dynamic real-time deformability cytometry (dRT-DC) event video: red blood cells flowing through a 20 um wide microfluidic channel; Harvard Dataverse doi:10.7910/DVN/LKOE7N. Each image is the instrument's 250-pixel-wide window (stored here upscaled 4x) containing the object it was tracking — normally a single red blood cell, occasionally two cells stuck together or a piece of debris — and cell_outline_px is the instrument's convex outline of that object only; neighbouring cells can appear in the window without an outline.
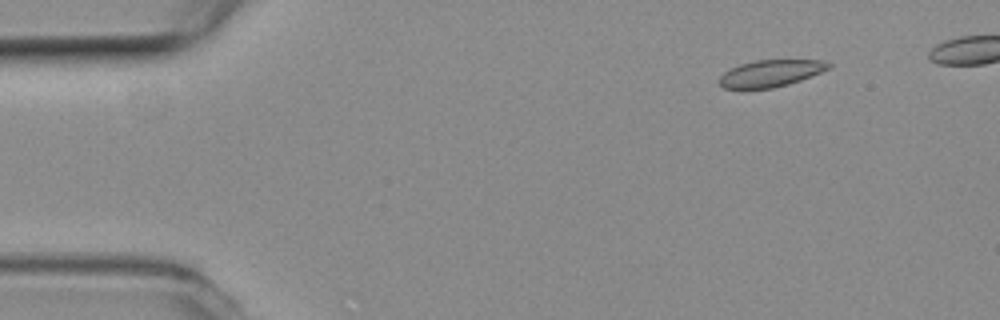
{"species": "common noctule bat (a hibernating species)", "species_latin": "Nyctalus noctula", "temperature_condition": "room temperature", "stored_images_in_passage": 25, "camera_frame_rate_fps": 3000, "um_per_image_px": 0.085, "animal": {"sex": "female", "body_mass_g": 19.3, "forearm_length_mm": 54.1}, "frame": {"image": 1, "passage_image": 1, "time_ms": 0.0, "image_size_px": [1000, 320], "cell_outline_px": [[832, 68], [800, 80], [788, 84], [772, 88], [724, 88], [720, 84], [720, 76], [724, 72], [740, 64], [756, 60], [820, 60], [832, 64]], "centroid_in_image_um": [65.54, 6.22], "position_along_channel_um": 19.5, "area_um2": 16.88}}
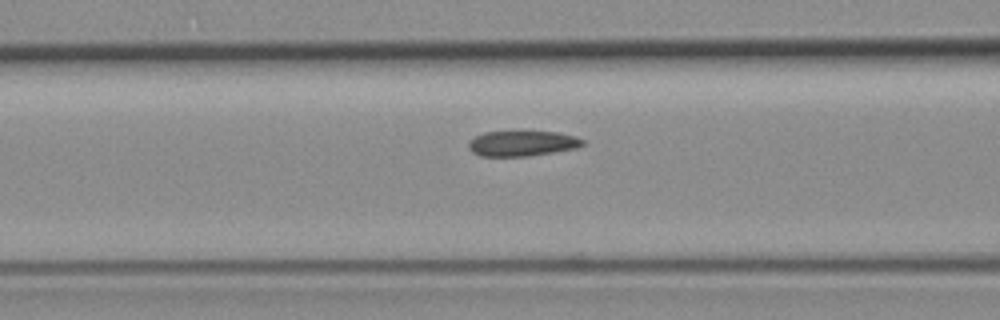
{"frame": {"image": 2, "passage_image": 16, "time_ms": 5.0, "image_size_px": [1000, 320], "cell_outline_px": [[584, 144], [576, 148], [528, 156], [480, 156], [472, 152], [468, 148], [468, 144], [476, 136], [484, 132], [556, 132], [576, 136], [584, 140]], "centroid_in_image_um": [44.39, 12.2], "position_along_channel_um": 122.2, "area_um2": 16.65}}
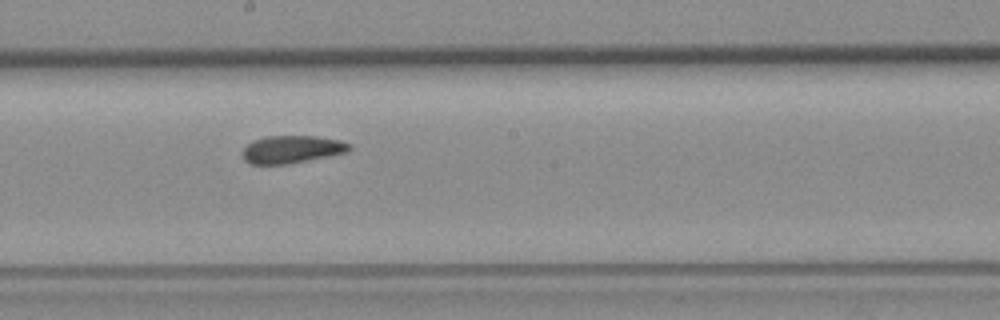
{"frame": {"image": 3, "passage_image": 24, "time_ms": 7.667, "image_size_px": [1000, 320], "cell_outline_px": [[352, 148], [348, 152], [288, 164], [252, 164], [244, 160], [240, 152], [248, 144], [256, 140], [268, 136], [316, 136], [340, 140], [352, 144]], "centroid_in_image_um": [24.83, 12.7], "position_along_channel_um": 223.4, "area_um2": 17.22}}